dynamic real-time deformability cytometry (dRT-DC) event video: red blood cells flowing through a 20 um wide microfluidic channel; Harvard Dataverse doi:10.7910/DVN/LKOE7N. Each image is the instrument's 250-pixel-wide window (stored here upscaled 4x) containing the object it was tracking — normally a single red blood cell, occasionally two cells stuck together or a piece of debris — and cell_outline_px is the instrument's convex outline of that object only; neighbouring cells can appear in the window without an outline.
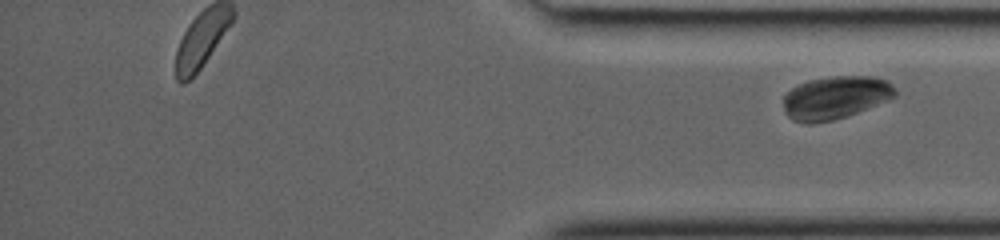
{"species": "common noctule bat (a hibernating species)", "species_latin": "Nyctalus noctula", "temperature_condition": "room temperature", "stored_images_in_passage": 27, "segment_of_instrument_passage": [2, 2], "camera_frame_rate_fps": 3000, "um_per_image_px": 0.085, "animal": {"sex": "female", "body_mass_g": 19.0, "forearm_length_mm": 53.3}, "frame": {"image": 1, "passage_image": 27, "time_ms": 8.667, "image_size_px": [1000, 240], "cell_outline_px": [[896, 96], [888, 100], [848, 116], [832, 120], [812, 124], [804, 124], [792, 120], [788, 116], [784, 108], [784, 96], [792, 88], [808, 80], [832, 76], [872, 76], [888, 80], [892, 84], [896, 92]], "centroid_in_image_um": [71.02, 8.3], "position_along_channel_um": 364.2, "area_um2": 28.09}}